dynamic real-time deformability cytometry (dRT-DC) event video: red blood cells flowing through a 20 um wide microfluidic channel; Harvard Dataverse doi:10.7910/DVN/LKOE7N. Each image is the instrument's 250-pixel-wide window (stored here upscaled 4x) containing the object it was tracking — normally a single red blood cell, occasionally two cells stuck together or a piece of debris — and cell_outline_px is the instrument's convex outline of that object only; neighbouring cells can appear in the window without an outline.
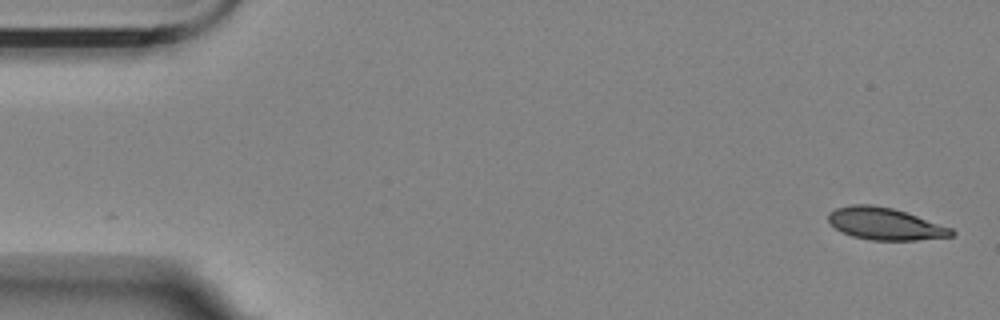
{"species": "Egyptian fruit bat (a non-hibernating species)", "species_latin": "Rousettus aegyptiacus", "temperature_condition": "room temperature", "stored_images_in_passage": 56, "camera_frame_rate_fps": 3000, "um_per_image_px": 0.085, "animal": {"sex": "female"}, "frame": {"image": 1, "passage_image": 1, "time_ms": 0.0, "image_size_px": [1000, 320], "cell_outline_px": [[956, 232], [952, 236], [916, 240], [868, 240], [852, 236], [836, 228], [828, 220], [828, 212], [836, 208], [852, 204], [872, 204], [892, 208], [952, 228]], "centroid_in_image_um": [75.21, 19.02], "position_along_channel_um": 9.8, "area_um2": 22.83}}
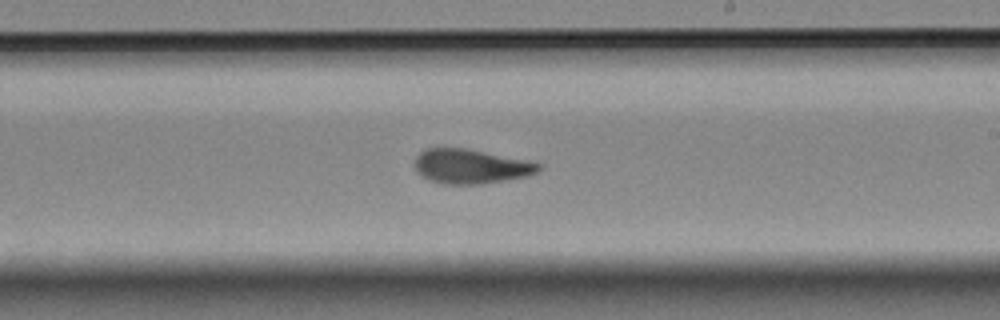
{"frame": {"image": 2, "passage_image": 32, "time_ms": 10.333, "image_size_px": [1000, 320], "cell_outline_px": [[540, 168], [536, 172], [528, 176], [484, 184], [440, 184], [428, 180], [416, 172], [412, 164], [412, 160], [424, 148], [468, 148], [540, 164]], "centroid_in_image_um": [39.9, 14.15], "position_along_channel_um": 249.1, "area_um2": 25.03}}
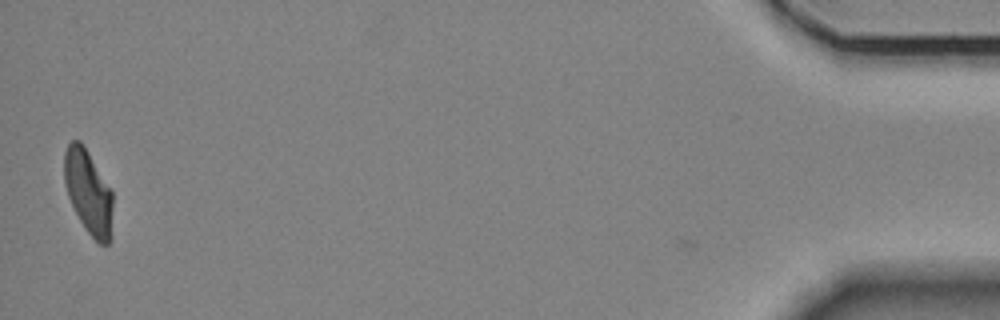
{"frame": {"image": 3, "passage_image": 55, "time_ms": 18.0, "image_size_px": [1000, 320], "cell_outline_px": [[112, 240], [108, 244], [100, 244], [88, 232], [80, 220], [68, 196], [64, 180], [64, 152], [68, 144], [72, 140], [80, 140], [84, 144], [112, 188]], "centroid_in_image_um": [7.54, 16.29], "position_along_channel_um": 427.7, "area_um2": 24.1}, "authors_computed_cell_mechanics": {"area_um2": 24.5072, "velocity_mm_per_s": 3.5183, "shape_relaxation_time_tau1_ms": 6.2027, "shape_relaxation_time_tau2_ms": 2.3713, "deformation_change_tau1": 0.2027, "deformation_change_tau2": 0.0935}}